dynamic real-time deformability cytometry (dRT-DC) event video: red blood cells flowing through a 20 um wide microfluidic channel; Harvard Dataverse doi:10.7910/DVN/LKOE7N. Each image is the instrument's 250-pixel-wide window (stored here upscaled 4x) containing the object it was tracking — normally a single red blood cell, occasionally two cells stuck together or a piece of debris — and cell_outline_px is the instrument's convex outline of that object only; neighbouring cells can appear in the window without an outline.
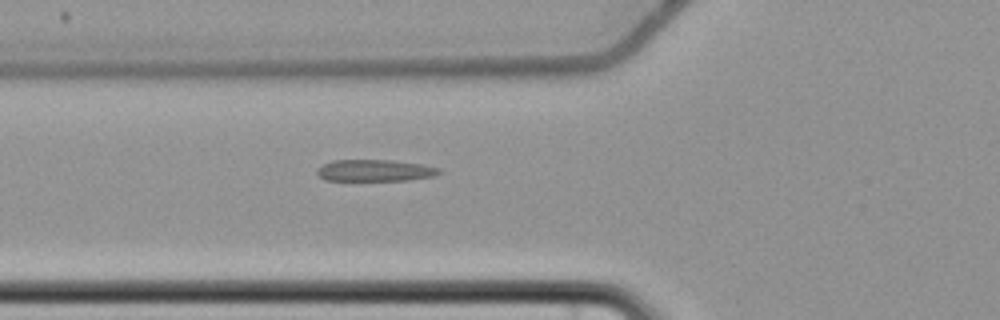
{"species": "common noctule bat (a hibernating species)", "species_latin": "Nyctalus noctula", "temperature_condition": "cold", "stored_images_in_passage": 3, "camera_frame_rate_fps": 3000, "um_per_image_px": 0.085, "animal": {"sex": "female", "body_mass_g": 22.7, "forearm_length_mm": 54.2}, "frame": {"image": 1, "passage_image": 3, "time_ms": 2.333, "image_size_px": [1000, 320], "cell_outline_px": [[444, 172], [436, 176], [408, 180], [324, 180], [316, 172], [316, 168], [332, 160], [392, 160], [420, 164], [440, 168]], "centroid_in_image_um": [31.9, 14.49], "position_along_channel_um": 93.9, "area_um2": 15.49}}